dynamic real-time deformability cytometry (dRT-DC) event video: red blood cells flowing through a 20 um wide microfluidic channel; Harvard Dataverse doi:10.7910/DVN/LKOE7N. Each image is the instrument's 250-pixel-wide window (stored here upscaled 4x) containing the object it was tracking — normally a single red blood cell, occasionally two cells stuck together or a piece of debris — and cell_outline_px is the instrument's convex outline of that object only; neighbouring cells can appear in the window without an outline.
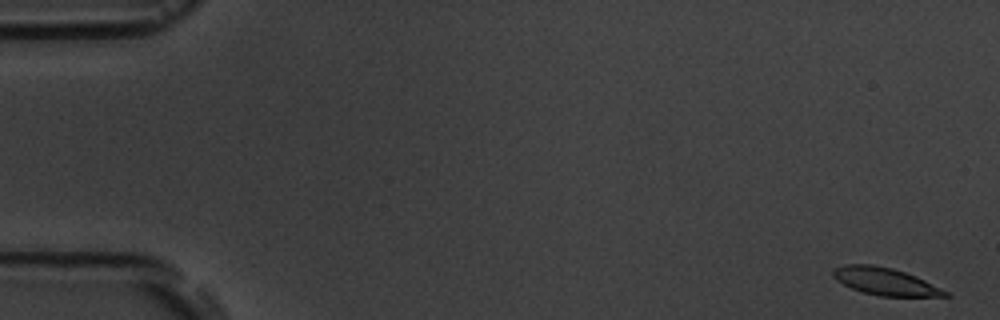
{"species": "common noctule bat (a hibernating species)", "species_latin": "Nyctalus noctula", "temperature_condition": "room temperature", "stored_images_in_passage": 6, "camera_frame_rate_fps": 3000, "um_per_image_px": 0.085, "animal": {"sex": "male", "body_mass_g": 19.5, "forearm_length_mm": 54.6}, "frame": {"image": 1, "passage_image": 1, "time_ms": 0.0, "image_size_px": [1000, 320], "cell_outline_px": [[952, 296], [880, 296], [864, 292], [852, 288], [836, 280], [832, 276], [832, 268], [844, 264], [872, 264], [892, 268], [916, 276], [948, 292]], "centroid_in_image_um": [75.19, 23.9], "position_along_channel_um": 9.8, "area_um2": 17.74}}
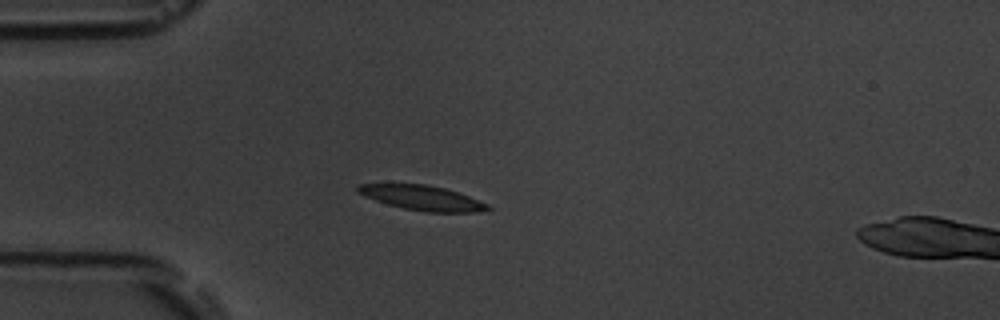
{"frame": {"image": 2, "passage_image": 5, "time_ms": 4.667, "image_size_px": [1000, 320], "cell_outline_px": [[492, 208], [480, 212], [424, 212], [404, 208], [388, 204], [364, 196], [356, 192], [356, 184], [428, 184], [444, 188], [468, 196], [488, 204]], "centroid_in_image_um": [35.87, 16.82], "position_along_channel_um": 49.1, "area_um2": 18.67}}